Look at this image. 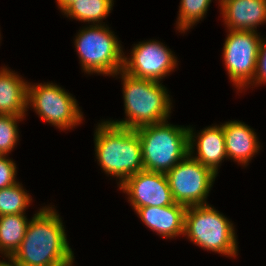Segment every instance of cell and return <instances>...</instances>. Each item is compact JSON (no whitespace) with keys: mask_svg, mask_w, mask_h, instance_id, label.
I'll use <instances>...</instances> for the list:
<instances>
[{"mask_svg":"<svg viewBox=\"0 0 266 266\" xmlns=\"http://www.w3.org/2000/svg\"><path fill=\"white\" fill-rule=\"evenodd\" d=\"M62 222L54 207L40 208L11 257L20 266H73L74 253Z\"/></svg>","mask_w":266,"mask_h":266,"instance_id":"obj_1","label":"cell"},{"mask_svg":"<svg viewBox=\"0 0 266 266\" xmlns=\"http://www.w3.org/2000/svg\"><path fill=\"white\" fill-rule=\"evenodd\" d=\"M94 133L95 157L106 175L116 177L120 186L130 176L143 171L141 143L135 129L103 120Z\"/></svg>","mask_w":266,"mask_h":266,"instance_id":"obj_2","label":"cell"},{"mask_svg":"<svg viewBox=\"0 0 266 266\" xmlns=\"http://www.w3.org/2000/svg\"><path fill=\"white\" fill-rule=\"evenodd\" d=\"M117 75H120L123 81L124 110L127 118L107 121L117 126L137 129L168 120L173 106L171 96L161 82L138 79L122 70L114 77Z\"/></svg>","mask_w":266,"mask_h":266,"instance_id":"obj_3","label":"cell"},{"mask_svg":"<svg viewBox=\"0 0 266 266\" xmlns=\"http://www.w3.org/2000/svg\"><path fill=\"white\" fill-rule=\"evenodd\" d=\"M135 130L145 171L167 173L189 154L188 126L173 125L166 120Z\"/></svg>","mask_w":266,"mask_h":266,"instance_id":"obj_4","label":"cell"},{"mask_svg":"<svg viewBox=\"0 0 266 266\" xmlns=\"http://www.w3.org/2000/svg\"><path fill=\"white\" fill-rule=\"evenodd\" d=\"M213 206H189L185 212L184 236L195 245L228 257L238 254L232 221Z\"/></svg>","mask_w":266,"mask_h":266,"instance_id":"obj_5","label":"cell"},{"mask_svg":"<svg viewBox=\"0 0 266 266\" xmlns=\"http://www.w3.org/2000/svg\"><path fill=\"white\" fill-rule=\"evenodd\" d=\"M75 37L74 45L86 74L114 77L123 69L122 45L105 23L83 27Z\"/></svg>","mask_w":266,"mask_h":266,"instance_id":"obj_6","label":"cell"},{"mask_svg":"<svg viewBox=\"0 0 266 266\" xmlns=\"http://www.w3.org/2000/svg\"><path fill=\"white\" fill-rule=\"evenodd\" d=\"M75 97L56 83H28L27 106L32 107L41 120L60 130L75 128L83 120V113Z\"/></svg>","mask_w":266,"mask_h":266,"instance_id":"obj_7","label":"cell"},{"mask_svg":"<svg viewBox=\"0 0 266 266\" xmlns=\"http://www.w3.org/2000/svg\"><path fill=\"white\" fill-rule=\"evenodd\" d=\"M175 203L186 207L207 205L217 175L188 154L166 173Z\"/></svg>","mask_w":266,"mask_h":266,"instance_id":"obj_8","label":"cell"},{"mask_svg":"<svg viewBox=\"0 0 266 266\" xmlns=\"http://www.w3.org/2000/svg\"><path fill=\"white\" fill-rule=\"evenodd\" d=\"M225 39L223 61L231 82L238 91L252 83L256 72L261 36L254 31H232ZM241 89V90H240Z\"/></svg>","mask_w":266,"mask_h":266,"instance_id":"obj_9","label":"cell"},{"mask_svg":"<svg viewBox=\"0 0 266 266\" xmlns=\"http://www.w3.org/2000/svg\"><path fill=\"white\" fill-rule=\"evenodd\" d=\"M134 45L131 56L124 53L122 69L132 77L161 82L178 65L175 54L162 42L153 39Z\"/></svg>","mask_w":266,"mask_h":266,"instance_id":"obj_10","label":"cell"},{"mask_svg":"<svg viewBox=\"0 0 266 266\" xmlns=\"http://www.w3.org/2000/svg\"><path fill=\"white\" fill-rule=\"evenodd\" d=\"M119 189L128 195L134 211L146 206L162 207L175 203L166 173L140 171L126 179Z\"/></svg>","mask_w":266,"mask_h":266,"instance_id":"obj_11","label":"cell"},{"mask_svg":"<svg viewBox=\"0 0 266 266\" xmlns=\"http://www.w3.org/2000/svg\"><path fill=\"white\" fill-rule=\"evenodd\" d=\"M188 133L189 154L217 175L219 166L222 161H224L223 159L228 158L225 149L222 124L208 126L197 134L194 132V129L189 126ZM195 148L197 152H195L196 155L194 156Z\"/></svg>","mask_w":266,"mask_h":266,"instance_id":"obj_12","label":"cell"},{"mask_svg":"<svg viewBox=\"0 0 266 266\" xmlns=\"http://www.w3.org/2000/svg\"><path fill=\"white\" fill-rule=\"evenodd\" d=\"M224 24L232 31H254L266 23V0H220Z\"/></svg>","mask_w":266,"mask_h":266,"instance_id":"obj_13","label":"cell"},{"mask_svg":"<svg viewBox=\"0 0 266 266\" xmlns=\"http://www.w3.org/2000/svg\"><path fill=\"white\" fill-rule=\"evenodd\" d=\"M186 206L174 203L168 206L137 208L140 220L157 235L172 239L184 235Z\"/></svg>","mask_w":266,"mask_h":266,"instance_id":"obj_14","label":"cell"},{"mask_svg":"<svg viewBox=\"0 0 266 266\" xmlns=\"http://www.w3.org/2000/svg\"><path fill=\"white\" fill-rule=\"evenodd\" d=\"M228 159L246 167L260 150L256 132L239 120L222 124Z\"/></svg>","mask_w":266,"mask_h":266,"instance_id":"obj_15","label":"cell"},{"mask_svg":"<svg viewBox=\"0 0 266 266\" xmlns=\"http://www.w3.org/2000/svg\"><path fill=\"white\" fill-rule=\"evenodd\" d=\"M28 83L13 70L0 68V114L26 116Z\"/></svg>","mask_w":266,"mask_h":266,"instance_id":"obj_16","label":"cell"},{"mask_svg":"<svg viewBox=\"0 0 266 266\" xmlns=\"http://www.w3.org/2000/svg\"><path fill=\"white\" fill-rule=\"evenodd\" d=\"M25 214L0 216V254L11 257L24 239L29 224Z\"/></svg>","mask_w":266,"mask_h":266,"instance_id":"obj_17","label":"cell"},{"mask_svg":"<svg viewBox=\"0 0 266 266\" xmlns=\"http://www.w3.org/2000/svg\"><path fill=\"white\" fill-rule=\"evenodd\" d=\"M113 4L114 0H76L63 12V15L84 23L99 25L109 16Z\"/></svg>","mask_w":266,"mask_h":266,"instance_id":"obj_18","label":"cell"},{"mask_svg":"<svg viewBox=\"0 0 266 266\" xmlns=\"http://www.w3.org/2000/svg\"><path fill=\"white\" fill-rule=\"evenodd\" d=\"M32 202V197L25 191L22 184L0 189V216L25 214L27 207Z\"/></svg>","mask_w":266,"mask_h":266,"instance_id":"obj_19","label":"cell"},{"mask_svg":"<svg viewBox=\"0 0 266 266\" xmlns=\"http://www.w3.org/2000/svg\"><path fill=\"white\" fill-rule=\"evenodd\" d=\"M212 0H181L176 28L185 33L204 19ZM220 3V0H218Z\"/></svg>","mask_w":266,"mask_h":266,"instance_id":"obj_20","label":"cell"},{"mask_svg":"<svg viewBox=\"0 0 266 266\" xmlns=\"http://www.w3.org/2000/svg\"><path fill=\"white\" fill-rule=\"evenodd\" d=\"M25 119V116L10 114H0V153L7 155L15 148L19 142L18 125L19 121Z\"/></svg>","mask_w":266,"mask_h":266,"instance_id":"obj_21","label":"cell"},{"mask_svg":"<svg viewBox=\"0 0 266 266\" xmlns=\"http://www.w3.org/2000/svg\"><path fill=\"white\" fill-rule=\"evenodd\" d=\"M16 168V163L7 158V155L0 156V189L11 187L18 182Z\"/></svg>","mask_w":266,"mask_h":266,"instance_id":"obj_22","label":"cell"},{"mask_svg":"<svg viewBox=\"0 0 266 266\" xmlns=\"http://www.w3.org/2000/svg\"><path fill=\"white\" fill-rule=\"evenodd\" d=\"M266 83V40L261 38L259 53L257 57L256 72L250 86Z\"/></svg>","mask_w":266,"mask_h":266,"instance_id":"obj_23","label":"cell"},{"mask_svg":"<svg viewBox=\"0 0 266 266\" xmlns=\"http://www.w3.org/2000/svg\"><path fill=\"white\" fill-rule=\"evenodd\" d=\"M76 0H56L58 8L63 13L72 3H74Z\"/></svg>","mask_w":266,"mask_h":266,"instance_id":"obj_24","label":"cell"},{"mask_svg":"<svg viewBox=\"0 0 266 266\" xmlns=\"http://www.w3.org/2000/svg\"><path fill=\"white\" fill-rule=\"evenodd\" d=\"M6 258H8L7 260L9 262L1 260L0 266H20L12 257H6Z\"/></svg>","mask_w":266,"mask_h":266,"instance_id":"obj_25","label":"cell"}]
</instances>
